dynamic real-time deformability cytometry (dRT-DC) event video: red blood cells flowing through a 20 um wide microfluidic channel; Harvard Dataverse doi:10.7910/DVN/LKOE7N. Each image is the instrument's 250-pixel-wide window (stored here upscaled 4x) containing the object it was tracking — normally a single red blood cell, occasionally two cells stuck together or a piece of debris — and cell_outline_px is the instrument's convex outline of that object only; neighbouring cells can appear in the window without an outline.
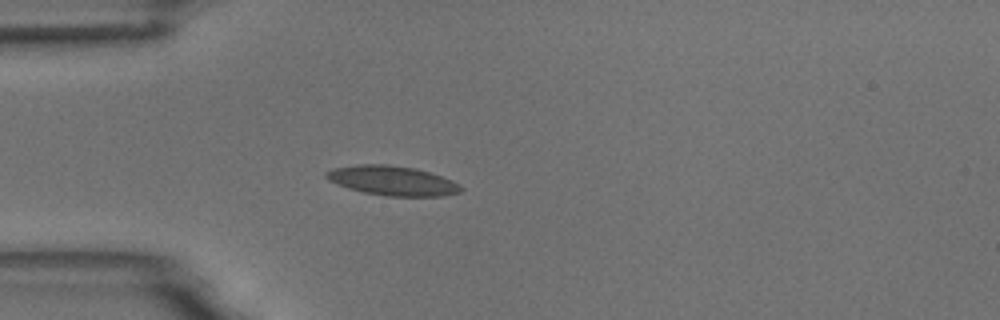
{"species": "common noctule bat (a hibernating species)", "species_latin": "Nyctalus noctula", "temperature_condition": "room temperature", "stored_images_in_passage": 1, "camera_frame_rate_fps": 3000, "um_per_image_px": 0.085, "animal": {"sex": "male", "body_mass_g": 18.8}, "frame": {"image": 1, "passage_image": 1, "time_ms": 0.0, "image_size_px": [1000, 320], "cell_outline_px": [[464, 188], [460, 192], [444, 196], [388, 196], [364, 192], [348, 188], [336, 184], [328, 180], [324, 176], [324, 172], [332, 168], [356, 164], [388, 164], [416, 168], [452, 180], [460, 184]], "centroid_in_image_um": [33.33, 15.35], "position_along_channel_um": 51.7, "area_um2": 23.35}}